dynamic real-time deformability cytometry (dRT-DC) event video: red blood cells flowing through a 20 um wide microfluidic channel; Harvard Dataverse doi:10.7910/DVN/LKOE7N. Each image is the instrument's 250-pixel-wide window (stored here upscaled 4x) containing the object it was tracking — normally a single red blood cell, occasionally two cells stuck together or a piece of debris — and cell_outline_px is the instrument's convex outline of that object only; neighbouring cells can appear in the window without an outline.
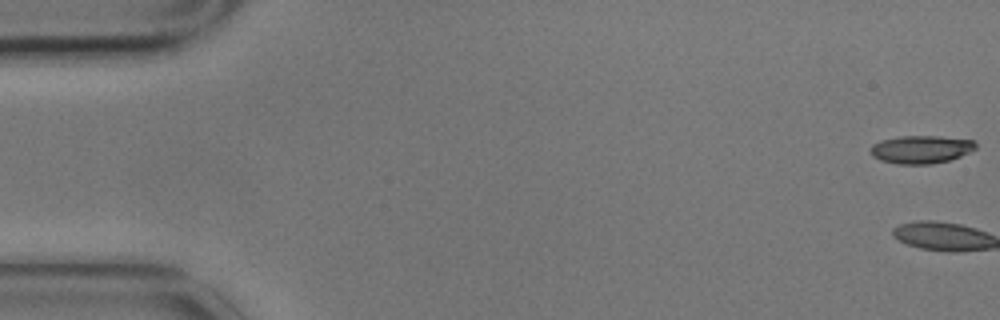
{"species": "common noctule bat (a hibernating species)", "species_latin": "Nyctalus noctula", "temperature_condition": "cold", "stored_images_in_passage": 7, "camera_frame_rate_fps": 3000, "um_per_image_px": 0.085, "animal": {"sex": "male", "body_mass_g": 17.9}, "frame": {"image": 1, "passage_image": 1, "time_ms": 0.0, "image_size_px": [1000, 320], "cell_outline_px": [[976, 148], [960, 156], [948, 160], [932, 164], [896, 164], [880, 160], [872, 156], [872, 144], [880, 140], [900, 136], [940, 136], [976, 140]], "centroid_in_image_um": [78.29, 12.69], "position_along_channel_um": 6.7, "area_um2": 17.17}}